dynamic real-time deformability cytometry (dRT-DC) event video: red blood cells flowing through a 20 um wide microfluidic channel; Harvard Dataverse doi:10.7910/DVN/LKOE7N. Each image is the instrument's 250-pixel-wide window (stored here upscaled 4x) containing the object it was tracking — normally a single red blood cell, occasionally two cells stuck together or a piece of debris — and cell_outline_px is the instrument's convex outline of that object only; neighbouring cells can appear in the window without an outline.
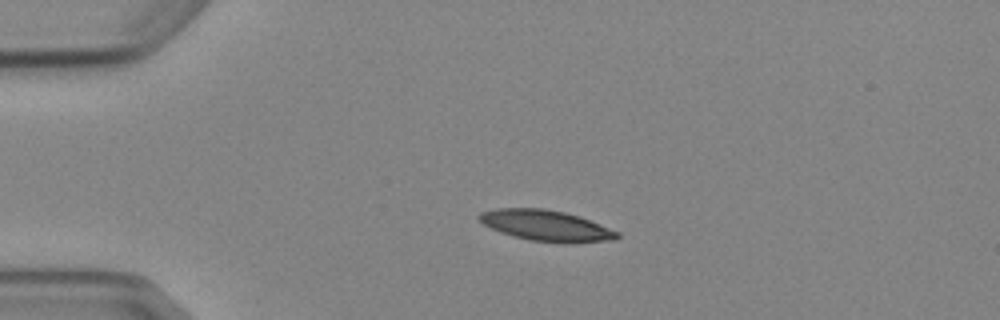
{"species": "Egyptian fruit bat (a non-hibernating species)", "species_latin": "Rousettus aegyptiacus", "temperature_condition": "cold", "stored_images_in_passage": 3, "camera_frame_rate_fps": 3000, "um_per_image_px": 0.085, "animal": {"sex": "female"}, "frame": {"image": 1, "passage_image": 2, "time_ms": 2.0, "image_size_px": [1000, 320], "cell_outline_px": [[620, 236], [616, 240], [564, 244], [528, 240], [500, 232], [484, 224], [476, 216], [480, 212], [496, 208], [544, 208], [564, 212], [580, 216], [620, 232]], "centroid_in_image_um": [46.45, 19.18], "position_along_channel_um": 38.5, "area_um2": 25.14}}